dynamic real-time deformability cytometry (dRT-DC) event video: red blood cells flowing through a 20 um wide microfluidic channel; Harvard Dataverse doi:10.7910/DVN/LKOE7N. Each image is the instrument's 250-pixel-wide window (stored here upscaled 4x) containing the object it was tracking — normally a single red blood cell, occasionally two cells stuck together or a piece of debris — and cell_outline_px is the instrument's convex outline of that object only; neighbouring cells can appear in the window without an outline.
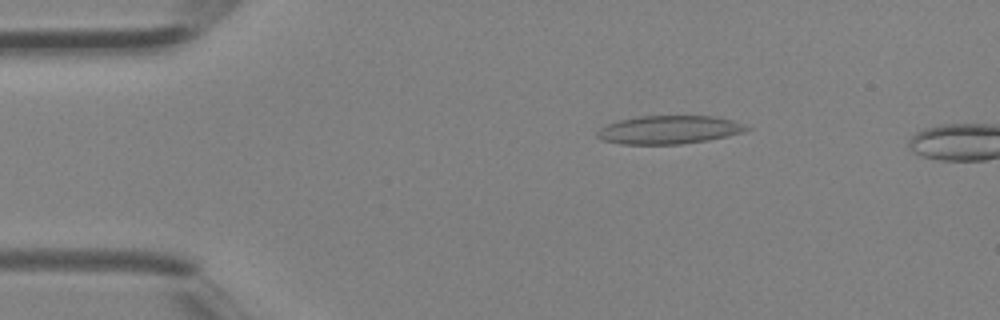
{"species": "Egyptian fruit bat (a non-hibernating species)", "species_latin": "Rousettus aegyptiacus", "temperature_condition": "room temperature", "stored_images_in_passage": 3, "camera_frame_rate_fps": 3000, "um_per_image_px": 0.085, "animal": {"sex": "female"}, "frame": {"image": 1, "passage_image": 2, "time_ms": 0.333, "image_size_px": [1000, 320], "cell_outline_px": [[752, 128], [744, 132], [708, 140], [680, 144], [620, 144], [604, 140], [596, 136], [596, 132], [600, 128], [608, 124], [620, 120], [636, 116], [716, 116], [732, 120]], "centroid_in_image_um": [56.87, 11.03], "position_along_channel_um": 28.1, "area_um2": 24.57}}